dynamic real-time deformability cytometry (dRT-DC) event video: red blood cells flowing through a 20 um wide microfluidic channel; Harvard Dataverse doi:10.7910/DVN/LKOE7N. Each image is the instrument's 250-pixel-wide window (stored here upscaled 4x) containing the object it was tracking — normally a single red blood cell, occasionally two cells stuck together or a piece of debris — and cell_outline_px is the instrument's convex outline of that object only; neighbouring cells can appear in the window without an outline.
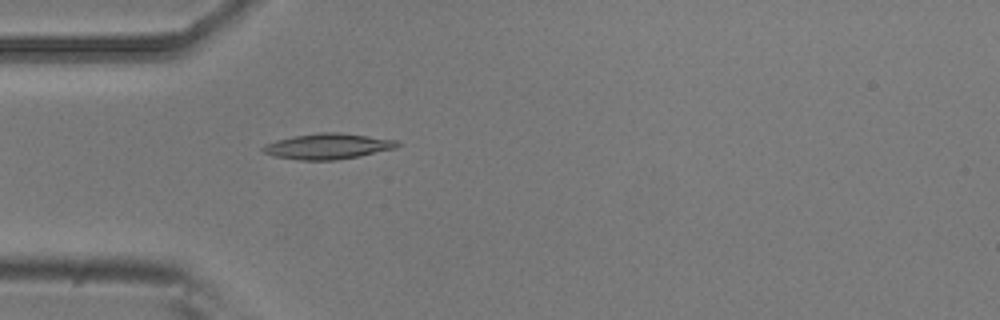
{"species": "common noctule bat (a hibernating species)", "species_latin": "Nyctalus noctula", "temperature_condition": "room temperature", "stored_images_in_passage": 5, "camera_frame_rate_fps": 3000, "um_per_image_px": 0.085, "animal": {"sex": "male", "body_mass_g": 20.5, "forearm_length_mm": 52.5}, "frame": {"image": 1, "passage_image": 5, "time_ms": 1.333, "image_size_px": [1000, 320], "cell_outline_px": [[400, 144], [396, 148], [360, 156], [336, 160], [300, 160], [276, 156], [264, 152], [260, 148], [264, 144], [276, 140], [292, 136], [320, 132], [340, 132], [400, 140]], "centroid_in_image_um": [27.9, 12.42], "position_along_channel_um": 57.1, "area_um2": 20.23}}